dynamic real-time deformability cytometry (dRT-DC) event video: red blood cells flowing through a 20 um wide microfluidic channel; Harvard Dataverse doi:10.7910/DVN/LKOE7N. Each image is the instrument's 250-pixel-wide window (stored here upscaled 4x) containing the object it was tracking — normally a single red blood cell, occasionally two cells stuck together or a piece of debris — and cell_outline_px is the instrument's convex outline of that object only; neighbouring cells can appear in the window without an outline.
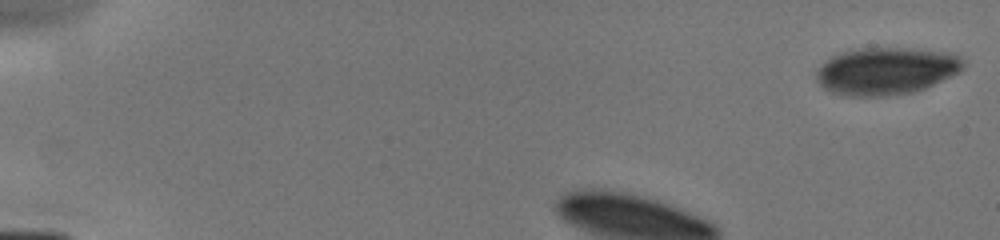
{"species": "human", "species_latin": "Homo sapiens", "temperature_condition": "cold", "stored_images_in_passage": 6, "camera_frame_rate_fps": 3000, "um_per_image_px": 0.085, "donor": {"sex": "male"}, "frame": {"image": 1, "passage_image": 1, "time_ms": 0.0, "image_size_px": [1000, 240], "cell_outline_px": [[964, 68], [960, 72], [924, 88], [912, 92], [884, 96], [844, 96], [832, 92], [824, 88], [816, 80], [816, 72], [832, 56], [840, 52], [860, 48], [920, 48], [948, 52], [960, 56], [964, 60]], "centroid_in_image_um": [75.35, 6.02], "position_along_channel_um": 9.6, "area_um2": 40.58}}